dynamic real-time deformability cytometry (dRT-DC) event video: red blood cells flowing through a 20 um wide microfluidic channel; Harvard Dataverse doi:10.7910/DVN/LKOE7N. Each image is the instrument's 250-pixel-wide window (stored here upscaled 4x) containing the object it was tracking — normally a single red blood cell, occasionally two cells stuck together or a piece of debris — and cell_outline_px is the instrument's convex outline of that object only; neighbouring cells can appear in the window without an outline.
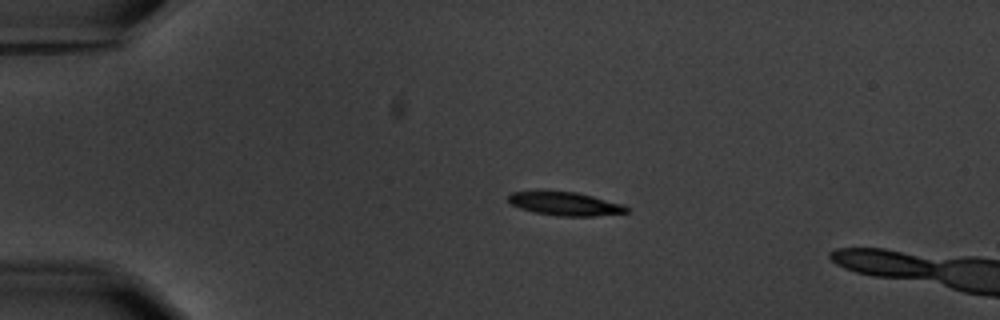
{"species": "common noctule bat (a hibernating species)", "species_latin": "Nyctalus noctula", "temperature_condition": "warm", "stored_images_in_passage": 5, "camera_frame_rate_fps": 3000, "um_per_image_px": 0.085, "animal": {"sex": "male", "body_mass_g": 20.1, "forearm_length_mm": 53.5}, "frame": {"image": 1, "passage_image": 3, "time_ms": 3.333, "image_size_px": [1000, 320], "cell_outline_px": [[628, 212], [596, 216], [556, 216], [532, 212], [520, 208], [512, 204], [508, 200], [508, 196], [512, 192], [576, 192], [624, 204], [628, 208]], "centroid_in_image_um": [48.06, 17.34], "position_along_channel_um": 36.9, "area_um2": 15.95}}